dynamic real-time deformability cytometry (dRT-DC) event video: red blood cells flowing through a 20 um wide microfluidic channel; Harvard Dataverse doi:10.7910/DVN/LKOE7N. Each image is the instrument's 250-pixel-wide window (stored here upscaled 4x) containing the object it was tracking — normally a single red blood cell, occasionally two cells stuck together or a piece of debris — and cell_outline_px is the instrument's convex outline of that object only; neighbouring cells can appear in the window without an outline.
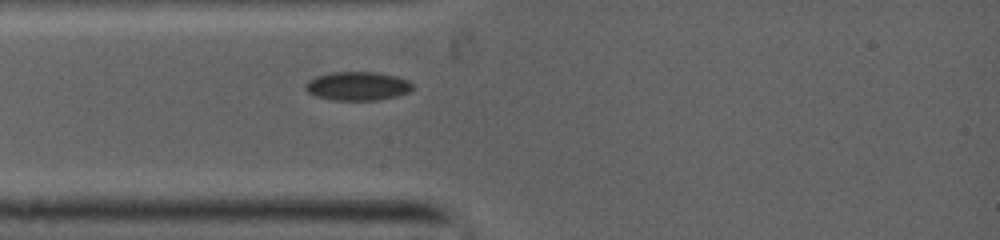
{"species": "common noctule bat (a hibernating species)", "species_latin": "Nyctalus noctula", "temperature_condition": "warm", "stored_images_in_passage": 34, "camera_frame_rate_fps": 5000, "um_per_image_px": 0.085, "animal": {"sex": "female", "body_mass_g": 19.0, "forearm_length_mm": 53.3}, "frame": {"image": 1, "passage_image": 1, "time_ms": 0.0, "image_size_px": [1000, 240], "cell_outline_px": [[412, 88], [408, 92], [396, 96], [372, 100], [336, 100], [316, 96], [308, 92], [304, 88], [316, 76], [332, 72], [376, 72], [396, 76], [408, 80], [412, 84]], "centroid_in_image_um": [30.41, 7.31], "position_along_channel_um": 54.6, "area_um2": 17.57}}
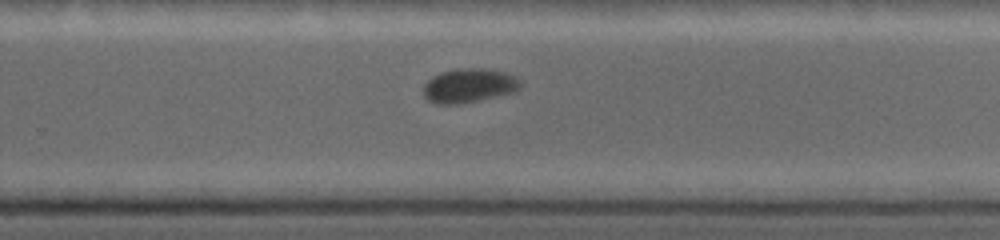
{"frame": {"image": 2, "passage_image": 20, "time_ms": 5.4, "image_size_px": [1000, 240], "cell_outline_px": [[520, 84], [516, 88], [508, 92], [472, 100], [452, 104], [440, 104], [428, 100], [424, 96], [424, 84], [428, 80], [444, 72], [468, 68], [480, 68], [504, 72], [520, 80]], "centroid_in_image_um": [39.79, 7.26], "position_along_channel_um": 290.0, "area_um2": 17.98}}
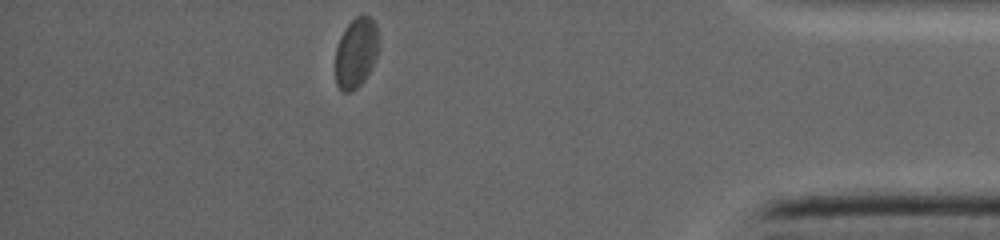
{"frame": {"image": 3, "passage_image": 34, "time_ms": 9.0, "image_size_px": [1000, 240], "cell_outline_px": [[376, 56], [364, 80], [352, 92], [344, 92], [336, 84], [336, 48], [340, 36], [348, 24], [356, 16], [368, 16], [376, 24]], "centroid_in_image_um": [30.22, 4.5], "position_along_channel_um": 405.0, "area_um2": 17.11}}